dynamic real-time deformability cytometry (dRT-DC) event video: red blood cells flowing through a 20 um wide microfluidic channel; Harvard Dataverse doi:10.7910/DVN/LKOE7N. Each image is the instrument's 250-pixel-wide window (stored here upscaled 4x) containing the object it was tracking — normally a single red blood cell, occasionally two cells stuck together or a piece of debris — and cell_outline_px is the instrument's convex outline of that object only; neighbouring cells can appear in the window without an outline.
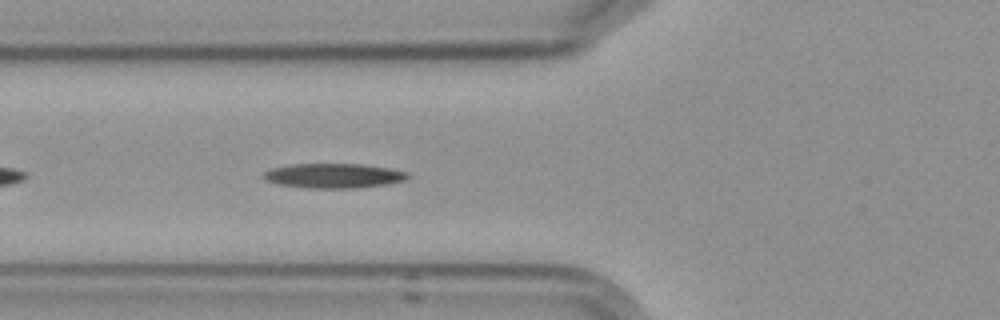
{"species": "Egyptian fruit bat (a non-hibernating species)", "species_latin": "Rousettus aegyptiacus", "temperature_condition": "cold", "stored_images_in_passage": 7, "camera_frame_rate_fps": 3000, "um_per_image_px": 0.085, "frame": {"image": 1, "passage_image": 7, "time_ms": 7.0, "image_size_px": [1000, 320], "cell_outline_px": [[412, 176], [404, 180], [388, 184], [356, 188], [308, 188], [276, 184], [264, 180], [260, 176], [264, 172], [272, 168], [292, 164], [360, 164], [392, 168], [408, 172]], "centroid_in_image_um": [28.36, 14.94], "position_along_channel_um": 97.4, "area_um2": 20.98}}